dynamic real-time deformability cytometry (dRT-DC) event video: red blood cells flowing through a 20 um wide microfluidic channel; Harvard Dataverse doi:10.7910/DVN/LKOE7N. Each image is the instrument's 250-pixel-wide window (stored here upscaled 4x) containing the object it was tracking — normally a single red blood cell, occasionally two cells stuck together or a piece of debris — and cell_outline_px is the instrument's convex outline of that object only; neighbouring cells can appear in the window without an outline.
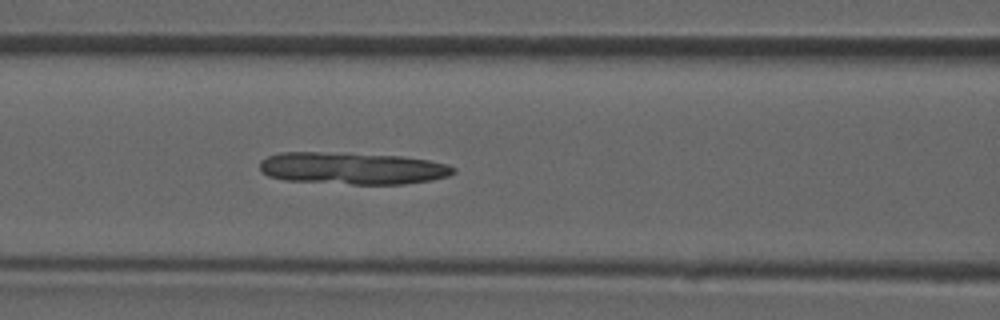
{"species": "common noctule bat (a hibernating species)", "species_latin": "Nyctalus noctula", "temperature_condition": "room temperature", "stored_images_in_passage": 37, "camera_frame_rate_fps": 3000, "um_per_image_px": 0.085, "animal": {"sex": "male", "forearm_length_mm": 52.5}, "frame": {"image": 1, "passage_image": 11, "time_ms": 3.333, "image_size_px": [1000, 320], "cell_outline_px": [[456, 172], [448, 176], [432, 180], [404, 184], [352, 184], [284, 180], [268, 176], [260, 172], [260, 160], [268, 156], [280, 152], [320, 152], [400, 156], [428, 160], [448, 164], [456, 168]], "centroid_in_image_um": [29.94, 14.31], "position_along_channel_um": 136.7, "area_um2": 36.24}}